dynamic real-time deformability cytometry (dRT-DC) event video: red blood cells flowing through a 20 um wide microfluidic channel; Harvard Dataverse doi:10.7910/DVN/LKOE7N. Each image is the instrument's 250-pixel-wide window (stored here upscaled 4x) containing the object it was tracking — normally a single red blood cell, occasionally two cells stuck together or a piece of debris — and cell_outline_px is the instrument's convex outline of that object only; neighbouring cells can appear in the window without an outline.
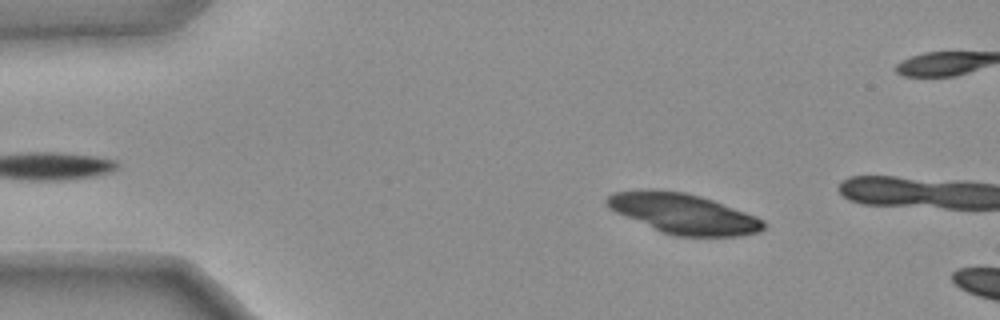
{"species": "common noctule bat (a hibernating species)", "species_latin": "Nyctalus noctula", "temperature_condition": "warm", "stored_images_in_passage": 14, "camera_frame_rate_fps": 3000, "um_per_image_px": 0.085, "animal": {"sex": "female", "body_mass_g": 25.1}, "frame": {"image": 1, "passage_image": 8, "time_ms": 2.333, "image_size_px": [1000, 320], "cell_outline_px": [[764, 228], [760, 232], [736, 236], [676, 236], [664, 232], [616, 212], [608, 208], [604, 204], [604, 200], [612, 192], [648, 188], [684, 192], [700, 196], [712, 200], [756, 216], [764, 220]], "centroid_in_image_um": [58.05, 18.13], "position_along_channel_um": 26.9, "area_um2": 36.41}}